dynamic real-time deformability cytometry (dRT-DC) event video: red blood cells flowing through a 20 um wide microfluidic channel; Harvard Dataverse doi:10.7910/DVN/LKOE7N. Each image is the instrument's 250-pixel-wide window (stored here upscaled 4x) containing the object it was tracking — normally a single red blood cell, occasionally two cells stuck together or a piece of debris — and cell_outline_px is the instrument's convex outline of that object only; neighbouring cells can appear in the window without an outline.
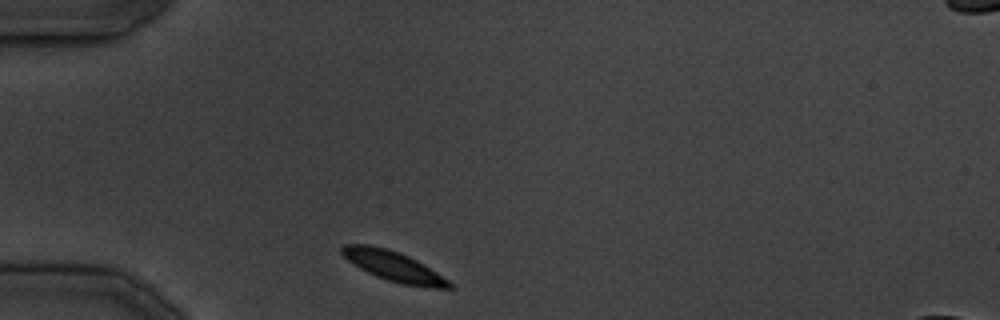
{"species": "common noctule bat (a hibernating species)", "species_latin": "Nyctalus noctula", "temperature_condition": "cold", "stored_images_in_passage": 27, "camera_frame_rate_fps": 3000, "um_per_image_px": 0.085, "animal": {"sex": "male", "body_mass_g": 19.5, "forearm_length_mm": 54.6}, "frame": {"image": 1, "passage_image": 1, "time_ms": 0.0, "image_size_px": [1000, 320], "cell_outline_px": [[452, 288], [432, 288], [404, 284], [388, 280], [376, 276], [360, 268], [348, 260], [340, 252], [340, 248], [344, 244], [372, 244], [388, 248], [408, 256], [416, 260], [436, 272], [448, 280], [452, 284]], "centroid_in_image_um": [33.42, 22.61], "position_along_channel_um": 51.6, "area_um2": 18.55}}
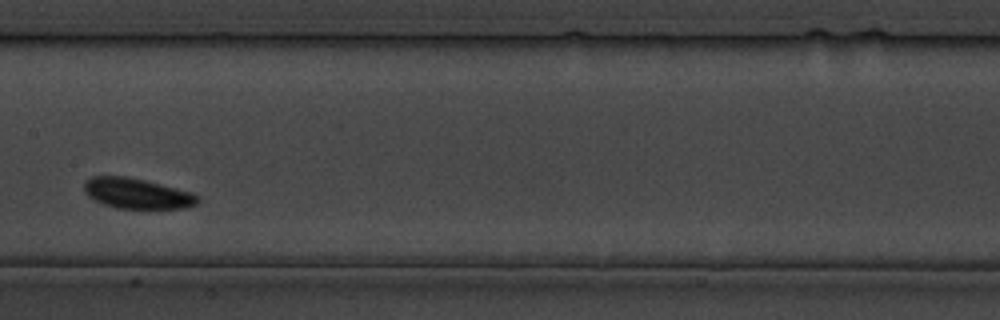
{"frame": {"image": 2, "passage_image": 10, "time_ms": 11.333, "image_size_px": [1000, 320], "cell_outline_px": [[200, 200], [196, 204], [188, 208], [116, 208], [104, 204], [88, 196], [84, 192], [84, 184], [92, 176], [124, 176], [144, 180], [192, 192], [200, 196]], "centroid_in_image_um": [11.68, 16.45], "position_along_channel_um": 195.7, "area_um2": 20.0}}
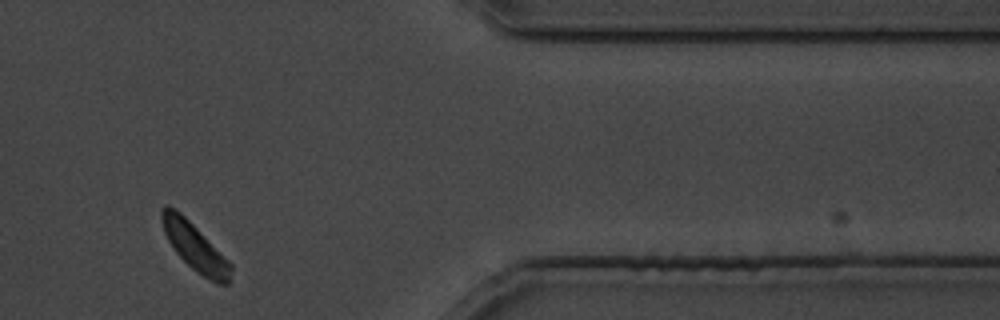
{"frame": {"image": 3, "passage_image": 22, "time_ms": 26.667, "image_size_px": [1000, 320], "cell_outline_px": [[232, 268], [228, 284], [216, 284], [196, 272], [176, 252], [168, 240], [164, 232], [160, 220], [160, 208], [164, 204], [168, 204], [176, 208], [232, 264]], "centroid_in_image_um": [16.53, 20.96], "position_along_channel_um": 394.9, "area_um2": 18.96}}